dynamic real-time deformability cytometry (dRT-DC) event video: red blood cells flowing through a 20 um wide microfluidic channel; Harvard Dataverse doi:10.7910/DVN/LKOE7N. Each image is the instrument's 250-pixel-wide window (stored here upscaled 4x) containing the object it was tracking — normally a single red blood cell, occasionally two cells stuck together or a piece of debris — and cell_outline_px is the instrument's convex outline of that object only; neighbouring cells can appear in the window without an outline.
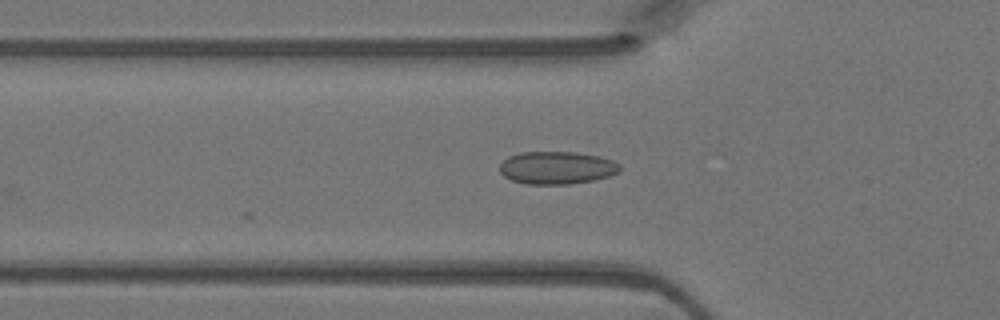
{"species": "Egyptian fruit bat (a non-hibernating species)", "species_latin": "Rousettus aegyptiacus", "temperature_condition": "warm", "stored_images_in_passage": 31, "camera_frame_rate_fps": 3000, "um_per_image_px": 0.085, "animal": {"sex": "female"}, "frame": {"image": 1, "passage_image": 5, "time_ms": 1.333, "image_size_px": [1000, 320], "cell_outline_px": [[620, 172], [608, 176], [592, 180], [568, 184], [528, 184], [512, 180], [504, 176], [500, 172], [500, 164], [508, 156], [520, 152], [576, 152], [600, 156], [612, 160], [620, 164]], "centroid_in_image_um": [47.33, 14.25], "position_along_channel_um": 78.5, "area_um2": 22.89}}
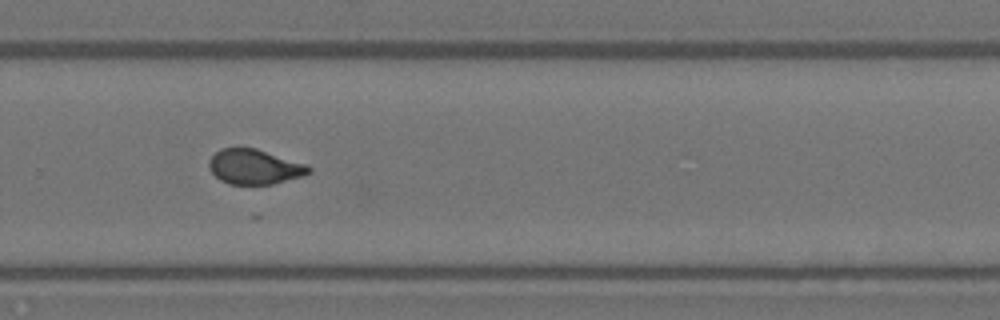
{"frame": {"image": 2, "passage_image": 21, "time_ms": 6.667, "image_size_px": [1000, 320], "cell_outline_px": [[312, 172], [304, 176], [272, 184], [228, 184], [220, 180], [212, 172], [208, 164], [212, 156], [220, 148], [256, 148], [308, 164], [312, 168]], "centroid_in_image_um": [21.68, 14.18], "position_along_channel_um": 308.1, "area_um2": 20.4}}
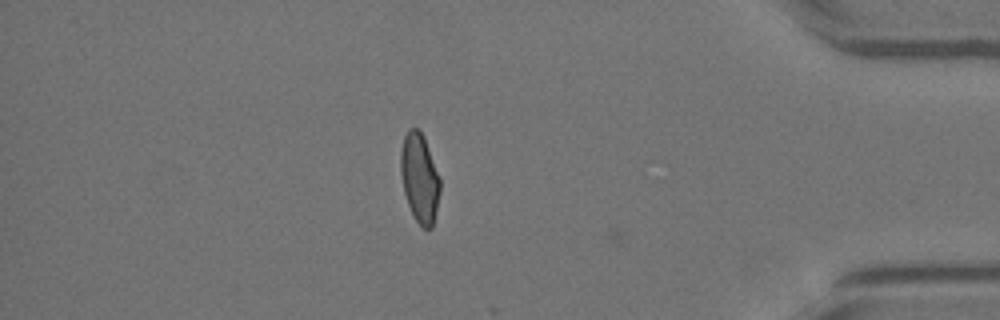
{"frame": {"image": 3, "passage_image": 30, "time_ms": 9.667, "image_size_px": [1000, 320], "cell_outline_px": [[440, 192], [432, 228], [424, 228], [416, 220], [408, 204], [404, 192], [400, 172], [400, 152], [404, 136], [408, 128], [420, 128], [424, 136], [440, 180]], "centroid_in_image_um": [35.65, 15.08], "position_along_channel_um": 399.5, "area_um2": 20.35}}